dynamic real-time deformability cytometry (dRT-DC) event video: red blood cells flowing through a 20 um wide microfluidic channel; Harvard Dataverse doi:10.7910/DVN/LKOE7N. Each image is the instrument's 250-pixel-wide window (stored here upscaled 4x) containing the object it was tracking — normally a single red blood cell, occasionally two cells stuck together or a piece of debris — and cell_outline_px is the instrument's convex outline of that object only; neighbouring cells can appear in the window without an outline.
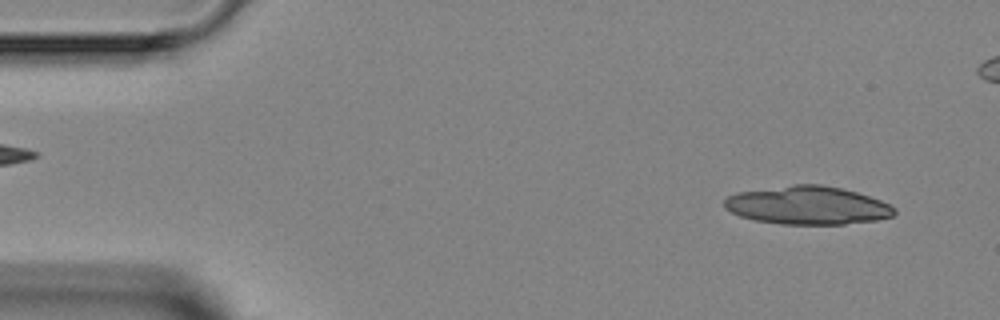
{"species": "Egyptian fruit bat (a non-hibernating species)", "species_latin": "Rousettus aegyptiacus", "temperature_condition": "room temperature", "stored_images_in_passage": 3, "segment_of_instrument_passage": [2, 2], "camera_frame_rate_fps": 3000, "um_per_image_px": 0.085, "animal": {"sex": "female"}, "frame": {"image": 1, "passage_image": 3, "time_ms": 3.333, "image_size_px": [1000, 320], "cell_outline_px": [[896, 212], [892, 216], [876, 220], [844, 224], [780, 224], [756, 220], [740, 216], [724, 208], [724, 200], [728, 196], [736, 192], [792, 184], [820, 184], [840, 188], [856, 192], [880, 200], [896, 208]], "centroid_in_image_um": [68.62, 17.45], "position_along_channel_um": 16.4, "area_um2": 37.86}}